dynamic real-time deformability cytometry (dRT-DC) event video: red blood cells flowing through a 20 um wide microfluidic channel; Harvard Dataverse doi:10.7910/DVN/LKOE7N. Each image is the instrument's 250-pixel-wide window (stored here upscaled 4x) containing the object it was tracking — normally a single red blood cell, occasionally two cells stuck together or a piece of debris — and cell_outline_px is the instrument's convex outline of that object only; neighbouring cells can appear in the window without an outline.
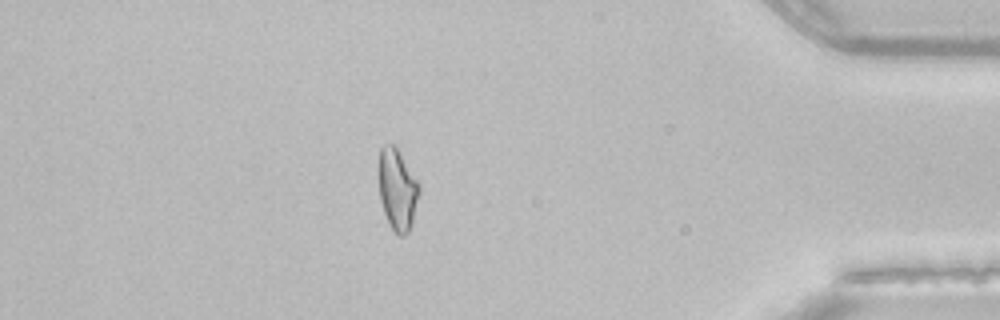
{"species": "common noctule bat (a hibernating species)", "species_latin": "Nyctalus noctula", "temperature_condition": "room temperature", "stored_images_in_passage": 43, "camera_frame_rate_fps": 3000, "um_per_image_px": 0.085, "animal": {"sex": "female", "body_mass_g": 22.7, "forearm_length_mm": 54.2}, "frame": {"image": 1, "passage_image": 37, "time_ms": 12.0, "image_size_px": [1000, 320], "cell_outline_px": [[420, 192], [412, 224], [408, 232], [404, 236], [400, 236], [392, 228], [384, 212], [380, 200], [376, 172], [376, 164], [380, 148], [384, 144], [392, 144], [400, 152], [420, 180]], "centroid_in_image_um": [33.76, 16.03], "position_along_channel_um": 401.4, "area_um2": 20.06}}